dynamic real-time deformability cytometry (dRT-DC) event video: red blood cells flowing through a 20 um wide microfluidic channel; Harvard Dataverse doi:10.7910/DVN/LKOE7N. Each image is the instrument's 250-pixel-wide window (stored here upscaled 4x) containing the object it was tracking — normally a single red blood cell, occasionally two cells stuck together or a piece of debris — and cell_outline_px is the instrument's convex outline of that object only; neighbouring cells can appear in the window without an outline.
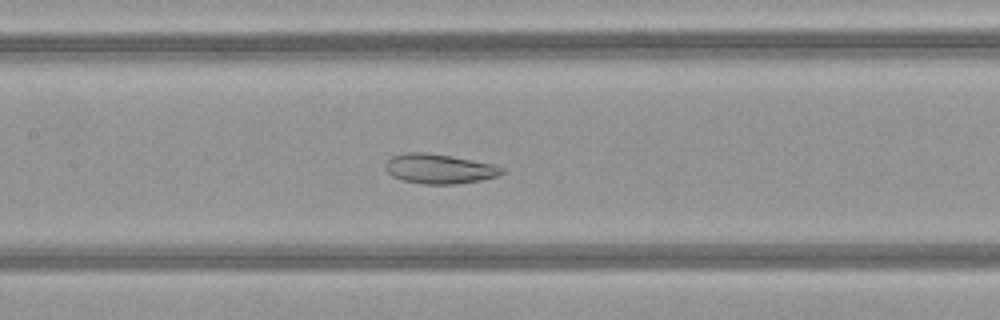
{"species": "common noctule bat (a hibernating species)", "species_latin": "Nyctalus noctula", "temperature_condition": "warm", "stored_images_in_passage": 50, "camera_frame_rate_fps": 3000, "um_per_image_px": 0.085, "animal": {"sex": "female", "body_mass_g": 21.9}, "frame": {"image": 1, "passage_image": 24, "time_ms": 7.667, "image_size_px": [1000, 320], "cell_outline_px": [[504, 172], [496, 176], [480, 180], [456, 184], [424, 184], [400, 180], [392, 176], [384, 168], [384, 164], [392, 156], [404, 152], [424, 152], [452, 156], [492, 164], [504, 168]], "centroid_in_image_um": [37.28, 14.34], "position_along_channel_um": 170.1, "area_um2": 20.17}}
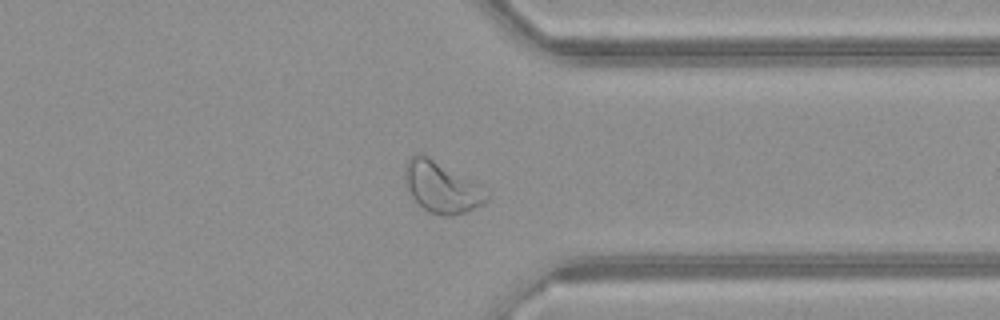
{"frame": {"image": 2, "passage_image": 39, "time_ms": 12.667, "image_size_px": [1000, 320], "cell_outline_px": [[488, 200], [484, 204], [464, 212], [452, 216], [444, 216], [428, 212], [412, 196], [404, 180], [404, 168], [408, 160], [416, 152], [424, 152], [484, 184], [488, 188]], "centroid_in_image_um": [37.6, 15.84], "position_along_channel_um": 373.8, "area_um2": 25.37}}
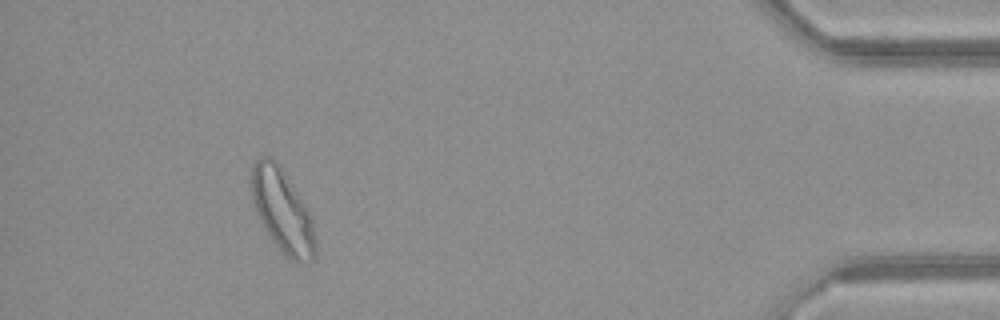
{"frame": {"image": 3, "passage_image": 46, "time_ms": 15.0, "image_size_px": [1000, 320], "cell_outline_px": [[316, 260], [304, 264], [296, 264], [268, 236], [256, 212], [252, 200], [248, 180], [252, 164], [260, 156], [272, 156], [280, 164], [308, 208], [312, 216], [316, 240]], "centroid_in_image_um": [24.0, 17.89], "position_along_channel_um": 411.2, "area_um2": 32.08}, "authors_computed_cell_mechanics": {"area_um2": 28.0041, "velocity_mm_per_s": 4.1471, "shape_relaxation_time_tau1_ms": null, "shape_relaxation_time_tau2_ms": 1.5758, "deformation_change_tau1": null, "deformation_change_tau2": 0.0745}}